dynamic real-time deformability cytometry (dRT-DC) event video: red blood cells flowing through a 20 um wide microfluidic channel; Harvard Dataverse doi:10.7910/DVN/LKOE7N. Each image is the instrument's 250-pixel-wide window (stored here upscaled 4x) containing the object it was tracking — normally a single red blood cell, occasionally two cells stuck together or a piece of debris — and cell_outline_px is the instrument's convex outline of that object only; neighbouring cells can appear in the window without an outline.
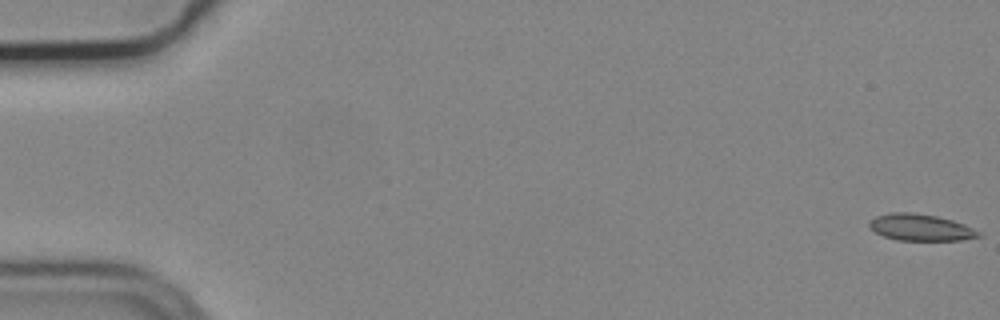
{"species": "common noctule bat (a hibernating species)", "species_latin": "Nyctalus noctula", "temperature_condition": "cold", "stored_images_in_passage": 9, "camera_frame_rate_fps": 3000, "um_per_image_px": 0.085, "animal": {"sex": "male", "body_mass_g": 19.2, "forearm_length_mm": 51.8}, "frame": {"image": 1, "passage_image": 1, "time_ms": 0.0, "image_size_px": [1000, 320], "cell_outline_px": [[984, 236], [964, 240], [896, 240], [884, 236], [876, 232], [868, 224], [876, 216], [892, 212], [912, 212], [936, 216], [952, 220], [964, 224], [980, 232]], "centroid_in_image_um": [78.29, 19.33], "position_along_channel_um": 6.7, "area_um2": 16.88}}